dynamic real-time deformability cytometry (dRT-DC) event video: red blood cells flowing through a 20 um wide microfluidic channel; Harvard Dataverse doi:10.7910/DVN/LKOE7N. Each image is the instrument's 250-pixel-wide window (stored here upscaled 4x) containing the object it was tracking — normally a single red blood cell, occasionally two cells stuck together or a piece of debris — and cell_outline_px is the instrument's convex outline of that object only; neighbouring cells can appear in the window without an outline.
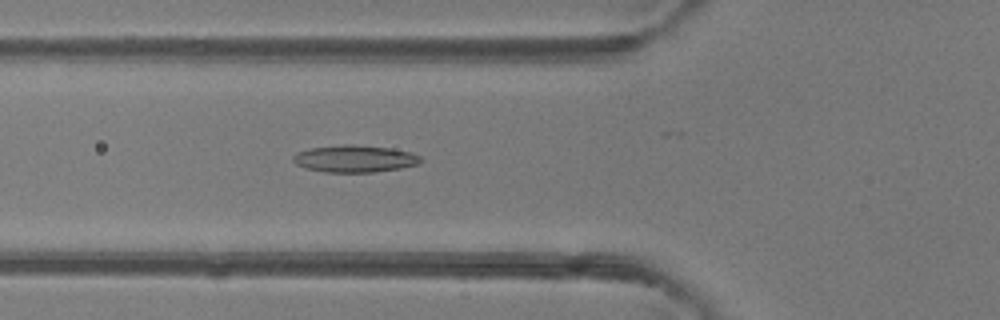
{"species": "common noctule bat (a hibernating species)", "species_latin": "Nyctalus noctula", "temperature_condition": "room temperature", "stored_images_in_passage": 47, "camera_frame_rate_fps": 3000, "um_per_image_px": 0.085, "animal": {"sex": "female"}, "frame": {"image": 1, "passage_image": 16, "time_ms": 5.0, "image_size_px": [1000, 320], "cell_outline_px": [[420, 164], [400, 168], [376, 172], [324, 172], [304, 168], [296, 164], [292, 160], [292, 156], [296, 152], [308, 148], [344, 144], [356, 144], [392, 148], [412, 152], [420, 156]], "centroid_in_image_um": [30.12, 13.48], "position_along_channel_um": 95.7, "area_um2": 20.46}}
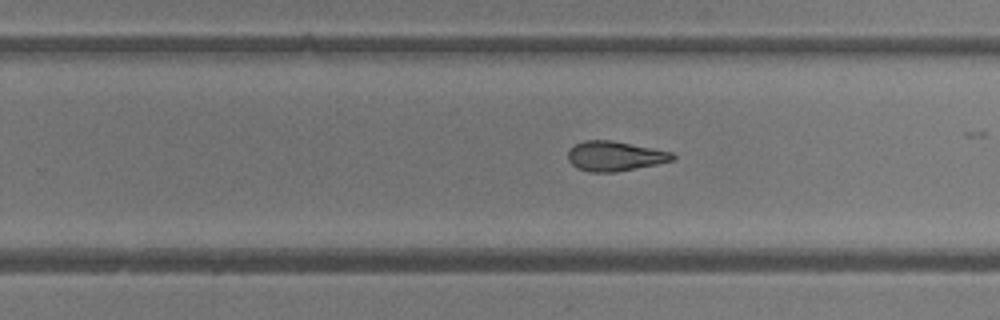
{"frame": {"image": 2, "passage_image": 29, "time_ms": 9.333, "image_size_px": [1000, 320], "cell_outline_px": [[676, 156], [672, 160], [656, 164], [616, 172], [592, 172], [576, 168], [568, 160], [568, 148], [584, 140], [612, 140], [672, 152]], "centroid_in_image_um": [52.22, 13.26], "position_along_channel_um": 277.6, "area_um2": 18.09}}
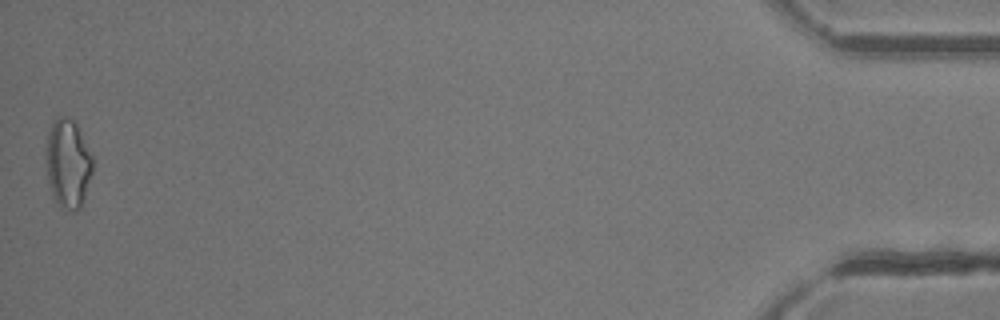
{"frame": {"image": 3, "passage_image": 47, "time_ms": 15.333, "image_size_px": [1000, 320], "cell_outline_px": [[92, 172], [84, 200], [80, 208], [76, 212], [72, 212], [60, 208], [52, 200], [48, 180], [48, 132], [52, 124], [60, 116], [64, 116], [76, 120], [92, 156]], "centroid_in_image_um": [5.8, 13.96], "position_along_channel_um": 429.4, "area_um2": 24.16}, "authors_computed_cell_mechanics": {"area_um2": 19.4786, "velocity_mm_per_s": 4.1828, "shape_relaxation_time_tau1_ms": 6.8313, "shape_relaxation_time_tau2_ms": 3.8764, "deformation_change_tau1": 0.1998, "deformation_change_tau2": 0.1304}}